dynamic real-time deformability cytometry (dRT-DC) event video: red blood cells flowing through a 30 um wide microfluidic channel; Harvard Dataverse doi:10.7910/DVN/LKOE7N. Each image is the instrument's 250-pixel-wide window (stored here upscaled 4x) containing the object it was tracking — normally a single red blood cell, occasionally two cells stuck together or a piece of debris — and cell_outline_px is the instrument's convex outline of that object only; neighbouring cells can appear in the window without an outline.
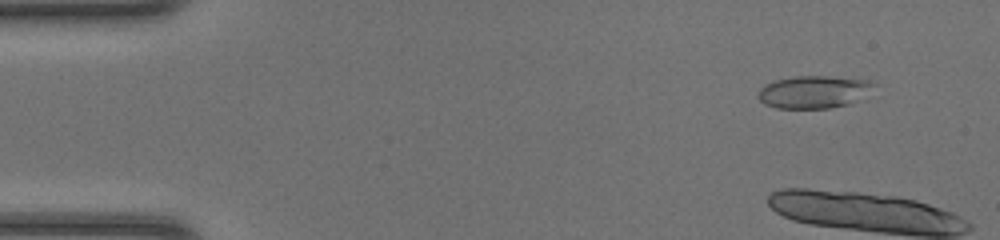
{"species": "common noctule bat (a hibernating species)", "species_latin": "Nyctalus noctula", "temperature_condition": "room temperature", "stored_images_in_passage": 7, "camera_frame_rate_fps": 3000, "um_per_image_px": 0.085, "animal": {"sex": "female", "body_mass_g": 20.0, "forearm_length_mm": 54.0}, "frame": {"image": 1, "passage_image": 4, "time_ms": 1.0, "image_size_px": [1000, 240], "cell_outline_px": [[876, 84], [856, 100], [848, 104], [828, 108], [776, 108], [764, 104], [756, 96], [760, 88], [764, 84], [776, 80], [796, 76], [828, 76], [872, 80]], "centroid_in_image_um": [69.11, 7.8], "position_along_channel_um": 15.9, "area_um2": 21.79}}